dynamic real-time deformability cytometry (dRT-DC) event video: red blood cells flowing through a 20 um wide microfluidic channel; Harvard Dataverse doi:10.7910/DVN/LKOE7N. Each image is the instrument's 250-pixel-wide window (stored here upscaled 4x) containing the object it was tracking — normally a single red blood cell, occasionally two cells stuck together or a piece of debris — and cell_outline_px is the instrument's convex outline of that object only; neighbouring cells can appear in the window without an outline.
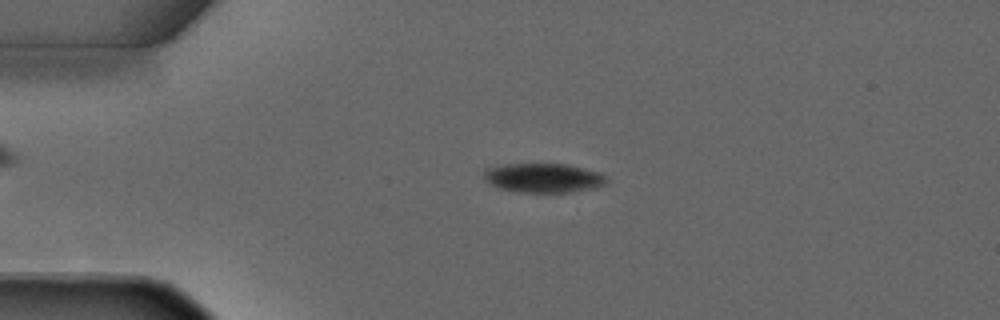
{"species": "common noctule bat (a hibernating species)", "species_latin": "Nyctalus noctula", "temperature_condition": "warm", "stored_images_in_passage": 3, "camera_frame_rate_fps": 3000, "um_per_image_px": 0.085, "animal": {"sex": "male", "forearm_length_mm": 52.5}, "frame": {"image": 1, "passage_image": 2, "time_ms": 1.333, "image_size_px": [1000, 320], "cell_outline_px": [[608, 184], [596, 188], [568, 192], [520, 192], [500, 188], [484, 180], [484, 168], [504, 164], [564, 164], [600, 172], [608, 176]], "centroid_in_image_um": [46.23, 15.12], "position_along_channel_um": 38.8, "area_um2": 21.04}}